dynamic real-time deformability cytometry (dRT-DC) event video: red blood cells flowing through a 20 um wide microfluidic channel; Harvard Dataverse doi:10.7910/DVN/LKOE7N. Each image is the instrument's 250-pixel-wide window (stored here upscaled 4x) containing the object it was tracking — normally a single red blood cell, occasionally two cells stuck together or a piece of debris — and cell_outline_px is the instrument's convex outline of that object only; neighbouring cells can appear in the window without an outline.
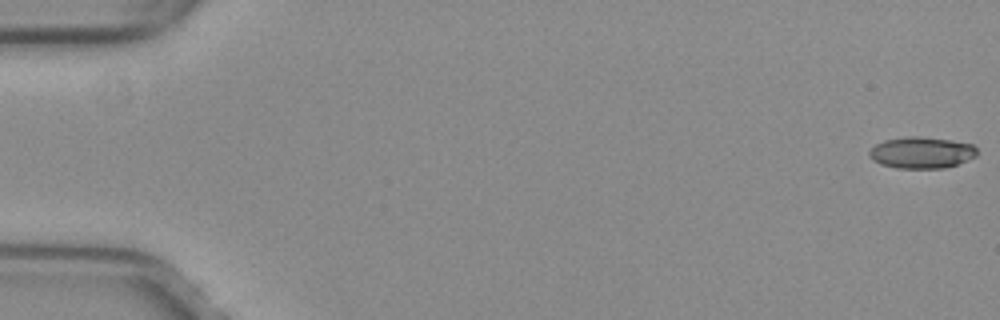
{"species": "common noctule bat (a hibernating species)", "species_latin": "Nyctalus noctula", "temperature_condition": "warm", "stored_images_in_passage": 53, "camera_frame_rate_fps": 3000, "um_per_image_px": 0.085, "animal": {"sex": "female", "body_mass_g": 29.2, "forearm_length_mm": 56.3}, "frame": {"image": 1, "passage_image": 1, "time_ms": 0.0, "image_size_px": [1000, 320], "cell_outline_px": [[976, 156], [956, 164], [944, 168], [896, 168], [880, 164], [872, 160], [868, 156], [868, 152], [876, 144], [884, 140], [908, 136], [920, 136], [948, 140], [972, 144], [976, 148]], "centroid_in_image_um": [78.28, 12.97], "position_along_channel_um": 6.7, "area_um2": 19.65}}
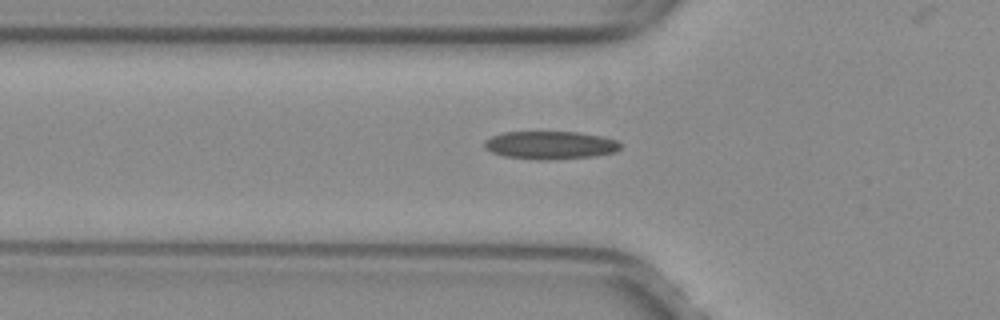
{"frame": {"image": 2, "passage_image": 19, "time_ms": 6.0, "image_size_px": [1000, 320], "cell_outline_px": [[620, 148], [616, 152], [592, 156], [548, 160], [540, 160], [504, 156], [492, 152], [484, 148], [484, 140], [492, 136], [504, 132], [576, 132], [600, 136], [616, 140], [620, 144]], "centroid_in_image_um": [46.74, 12.34], "position_along_channel_um": 79.1, "area_um2": 22.08}}
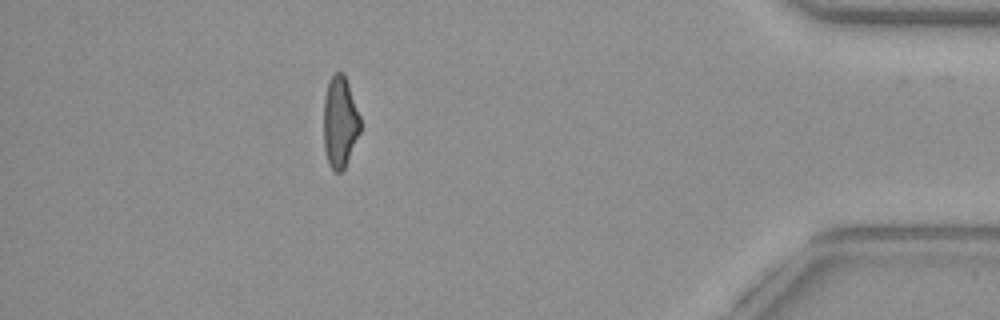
{"frame": {"image": 3, "passage_image": 47, "time_ms": 15.333, "image_size_px": [1000, 320], "cell_outline_px": [[360, 132], [344, 168], [340, 172], [336, 172], [328, 164], [324, 148], [324, 96], [328, 80], [336, 72], [344, 72], [360, 116]], "centroid_in_image_um": [28.88, 10.34], "position_along_channel_um": 406.3, "area_um2": 19.48}, "authors_computed_cell_mechanics": {"area_um2": 20.5768, "velocity_mm_per_s": 4.0298, "shape_relaxation_time_tau1_ms": null, "shape_relaxation_time_tau2_ms": 2.0816, "deformation_change_tau1": null, "deformation_change_tau2": 0.1098}}